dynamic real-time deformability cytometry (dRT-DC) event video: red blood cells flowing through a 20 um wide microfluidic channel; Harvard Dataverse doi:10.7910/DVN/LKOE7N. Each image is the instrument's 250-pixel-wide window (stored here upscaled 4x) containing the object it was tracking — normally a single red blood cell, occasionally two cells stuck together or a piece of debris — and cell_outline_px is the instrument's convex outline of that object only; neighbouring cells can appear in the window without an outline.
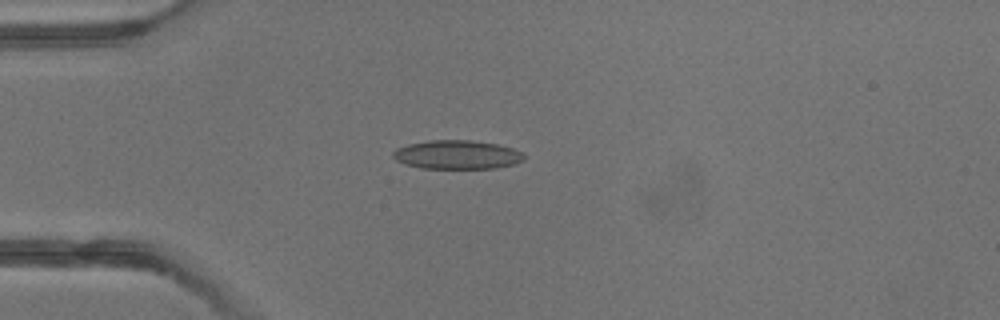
{"species": "common noctule bat (a hibernating species)", "species_latin": "Nyctalus noctula", "temperature_condition": "warm", "stored_images_in_passage": 3, "camera_frame_rate_fps": 3000, "um_per_image_px": 0.085, "animal": {"sex": "male", "body_mass_g": 13.3}, "frame": {"image": 1, "passage_image": 3, "time_ms": 2.0, "image_size_px": [1000, 320], "cell_outline_px": [[524, 160], [516, 164], [496, 168], [420, 168], [404, 164], [396, 160], [392, 156], [392, 152], [396, 148], [408, 144], [432, 140], [468, 140], [496, 144], [512, 148], [520, 152], [524, 156]], "centroid_in_image_um": [38.82, 13.15], "position_along_channel_um": 46.2, "area_um2": 21.96}}